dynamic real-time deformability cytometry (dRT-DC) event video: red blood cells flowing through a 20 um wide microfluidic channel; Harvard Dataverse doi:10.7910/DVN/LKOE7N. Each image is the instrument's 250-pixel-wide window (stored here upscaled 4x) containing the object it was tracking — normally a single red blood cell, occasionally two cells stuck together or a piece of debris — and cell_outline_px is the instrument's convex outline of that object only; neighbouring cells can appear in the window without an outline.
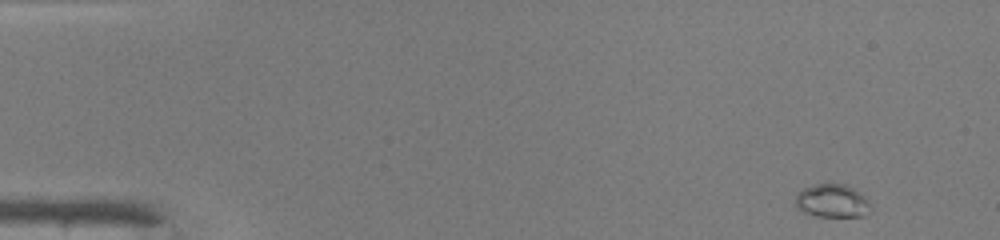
{"species": "common noctule bat (a hibernating species)", "species_latin": "Nyctalus noctula", "temperature_condition": "warm", "stored_images_in_passage": 46, "camera_frame_rate_fps": 3000, "um_per_image_px": 0.085, "animal": {"sex": "male", "body_mass_g": 19.0, "forearm_length_mm": 50.8}, "frame": {"image": 1, "passage_image": 1, "time_ms": 0.0, "image_size_px": [1000, 240], "cell_outline_px": [[868, 204], [864, 216], [816, 216], [804, 212], [796, 208], [796, 192], [804, 188], [828, 180], [844, 184], [852, 188], [864, 196]], "centroid_in_image_um": [70.65, 17.03], "position_along_channel_um": 14.4, "area_um2": 14.57}}
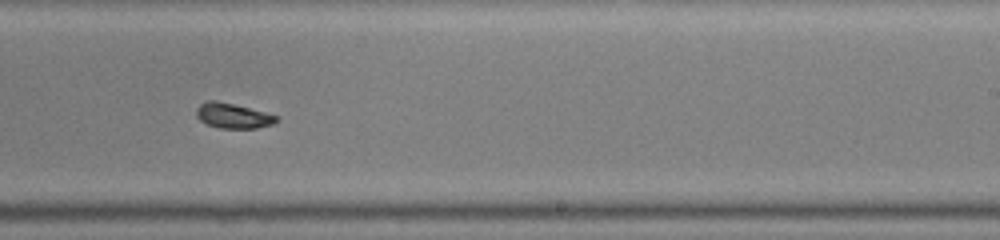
{"frame": {"image": 2, "passage_image": 28, "time_ms": 9.0, "image_size_px": [1000, 240], "cell_outline_px": [[280, 120], [276, 124], [256, 128], [220, 128], [208, 124], [200, 120], [196, 116], [196, 108], [200, 104], [208, 100], [216, 100], [264, 112], [276, 116]], "centroid_in_image_um": [19.81, 9.84], "position_along_channel_um": 269.2, "area_um2": 11.62}}
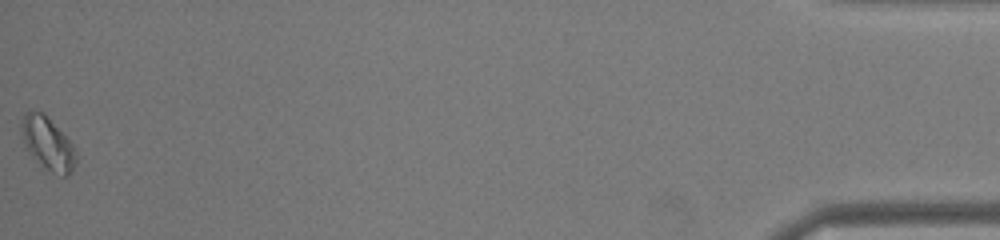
{"frame": {"image": 3, "passage_image": 46, "time_ms": 15.0, "image_size_px": [1000, 240], "cell_outline_px": [[76, 164], [68, 176], [64, 176], [52, 172], [28, 152], [24, 144], [20, 132], [20, 120], [24, 112], [44, 112], [72, 144], [76, 152]], "centroid_in_image_um": [4.04, 12.17], "position_along_channel_um": 431.2, "area_um2": 16.65}, "authors_computed_cell_mechanics": {"area_um2": 12.3403, "velocity_mm_per_s": 4.2227, "shape_relaxation_time_tau1_ms": 5.5422, "shape_relaxation_time_tau2_ms": null, "deformation_change_tau1": 0.1874, "deformation_change_tau2": null}}